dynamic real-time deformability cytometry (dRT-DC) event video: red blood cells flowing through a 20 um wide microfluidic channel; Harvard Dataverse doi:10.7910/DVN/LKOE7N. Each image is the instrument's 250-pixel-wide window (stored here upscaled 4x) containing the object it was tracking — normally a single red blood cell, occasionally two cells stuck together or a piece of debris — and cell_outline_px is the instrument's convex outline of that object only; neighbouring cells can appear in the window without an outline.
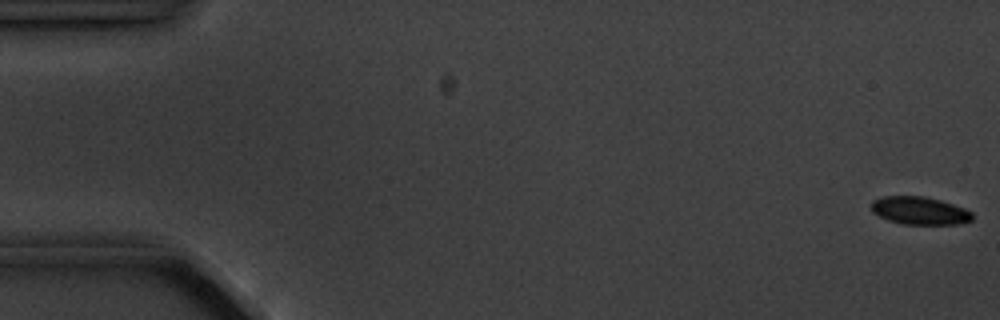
{"species": "common noctule bat (a hibernating species)", "species_latin": "Nyctalus noctula", "temperature_condition": "cold", "stored_images_in_passage": 8, "camera_frame_rate_fps": 3000, "um_per_image_px": 0.085, "animal": {"sex": "male", "body_mass_g": 20.1, "forearm_length_mm": 53.5}, "frame": {"image": 1, "passage_image": 1, "time_ms": 0.0, "image_size_px": [1000, 320], "cell_outline_px": [[972, 220], [956, 224], [904, 224], [888, 220], [872, 212], [872, 200], [884, 196], [924, 196], [940, 200], [964, 208], [972, 212]], "centroid_in_image_um": [78.16, 17.9], "position_along_channel_um": 6.8, "area_um2": 16.24}}
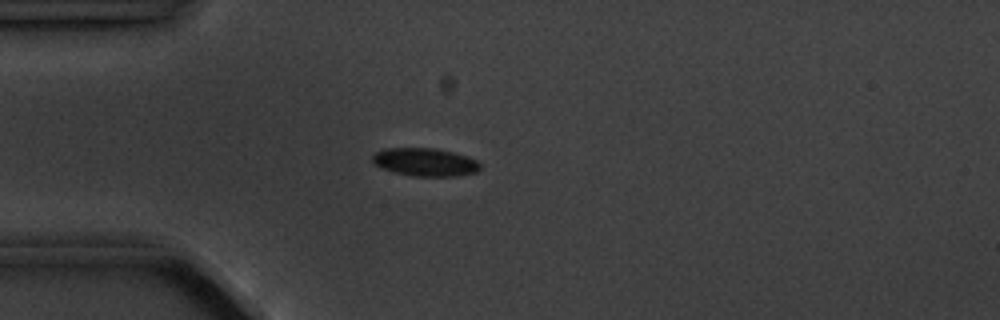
{"frame": {"image": 2, "passage_image": 5, "time_ms": 4.667, "image_size_px": [1000, 320], "cell_outline_px": [[480, 168], [476, 172], [456, 176], [412, 176], [396, 172], [384, 168], [376, 164], [372, 160], [372, 156], [376, 152], [384, 148], [436, 148], [468, 156], [476, 160], [480, 164]], "centroid_in_image_um": [36.16, 13.77], "position_along_channel_um": 48.8, "area_um2": 17.46}}